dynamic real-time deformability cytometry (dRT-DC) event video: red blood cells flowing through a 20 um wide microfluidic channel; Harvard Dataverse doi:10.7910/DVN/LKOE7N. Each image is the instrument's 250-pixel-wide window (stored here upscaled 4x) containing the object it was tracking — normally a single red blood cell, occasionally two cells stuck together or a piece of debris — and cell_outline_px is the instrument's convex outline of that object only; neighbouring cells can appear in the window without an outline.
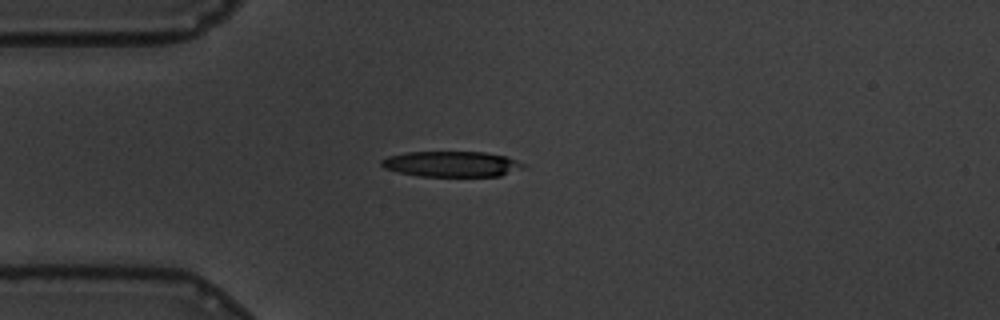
{"species": "common noctule bat (a hibernating species)", "species_latin": "Nyctalus noctula", "temperature_condition": "warm", "stored_images_in_passage": 26, "camera_frame_rate_fps": 3000, "um_per_image_px": 0.085, "animal": {"sex": "male", "body_mass_g": 19.5, "forearm_length_mm": 54.6}, "frame": {"image": 1, "passage_image": 1, "time_ms": 0.0, "image_size_px": [1000, 320], "cell_outline_px": [[528, 168], [500, 176], [420, 176], [400, 172], [384, 168], [380, 164], [380, 160], [388, 156], [408, 152], [484, 152], [504, 156], [528, 164]], "centroid_in_image_um": [38.45, 13.94], "position_along_channel_um": 46.5, "area_um2": 21.27}}
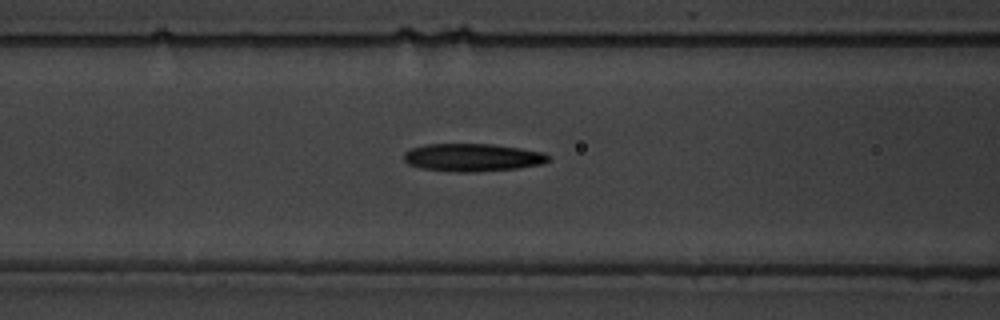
{"frame": {"image": 2, "passage_image": 9, "time_ms": 2.667, "image_size_px": [1000, 320], "cell_outline_px": [[552, 156], [544, 164], [520, 168], [472, 172], [456, 172], [420, 168], [408, 164], [404, 160], [404, 152], [412, 148], [424, 144], [492, 144], [520, 148], [544, 152]], "centroid_in_image_um": [40.19, 13.38], "position_along_channel_um": 126.4, "area_um2": 23.64}}
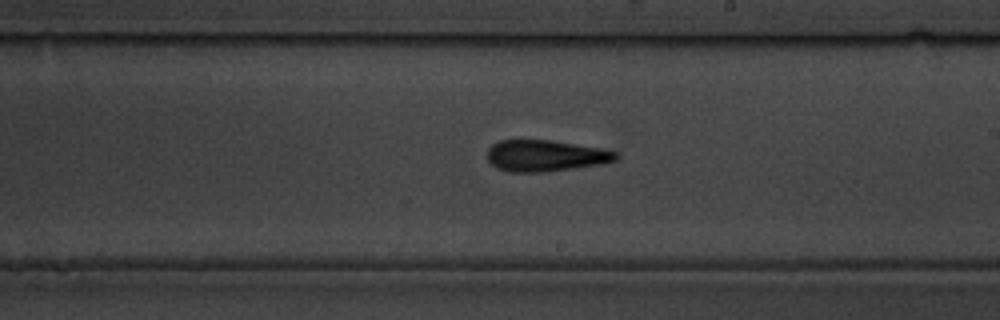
{"frame": {"image": 3, "passage_image": 19, "time_ms": 6.0, "image_size_px": [1000, 320], "cell_outline_px": [[620, 156], [616, 160], [604, 164], [576, 168], [544, 172], [508, 172], [496, 168], [488, 160], [488, 148], [492, 144], [500, 140], [552, 140], [604, 148], [616, 152]], "centroid_in_image_um": [46.4, 13.24], "position_along_channel_um": 242.6, "area_um2": 23.87}}